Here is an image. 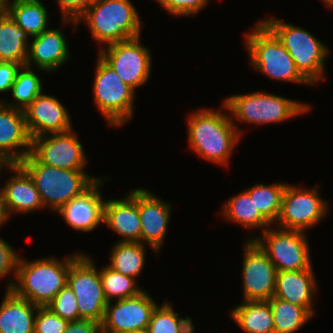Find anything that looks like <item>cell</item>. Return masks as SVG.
<instances>
[{"instance_id": "6da1fadb", "label": "cell", "mask_w": 333, "mask_h": 333, "mask_svg": "<svg viewBox=\"0 0 333 333\" xmlns=\"http://www.w3.org/2000/svg\"><path fill=\"white\" fill-rule=\"evenodd\" d=\"M223 103L220 112L201 108L191 113L187 120L189 147L209 162L227 166L233 149L239 143L241 131Z\"/></svg>"}, {"instance_id": "7a4b0ae2", "label": "cell", "mask_w": 333, "mask_h": 333, "mask_svg": "<svg viewBox=\"0 0 333 333\" xmlns=\"http://www.w3.org/2000/svg\"><path fill=\"white\" fill-rule=\"evenodd\" d=\"M82 253H75L61 261L54 257L26 261L20 257L16 283L10 280L6 291L12 290L18 297L32 304L46 307L67 284L70 265Z\"/></svg>"}, {"instance_id": "3957f363", "label": "cell", "mask_w": 333, "mask_h": 333, "mask_svg": "<svg viewBox=\"0 0 333 333\" xmlns=\"http://www.w3.org/2000/svg\"><path fill=\"white\" fill-rule=\"evenodd\" d=\"M18 164L31 177L44 207L55 212L86 191L98 179L89 176L84 170H69L42 164L31 153Z\"/></svg>"}, {"instance_id": "277c9868", "label": "cell", "mask_w": 333, "mask_h": 333, "mask_svg": "<svg viewBox=\"0 0 333 333\" xmlns=\"http://www.w3.org/2000/svg\"><path fill=\"white\" fill-rule=\"evenodd\" d=\"M85 22L93 39L106 45L140 36L138 12L131 0H95L77 19V25Z\"/></svg>"}, {"instance_id": "5b68a950", "label": "cell", "mask_w": 333, "mask_h": 333, "mask_svg": "<svg viewBox=\"0 0 333 333\" xmlns=\"http://www.w3.org/2000/svg\"><path fill=\"white\" fill-rule=\"evenodd\" d=\"M251 66L271 79L311 85L297 70L294 60L276 35L262 22L245 34Z\"/></svg>"}, {"instance_id": "8992f818", "label": "cell", "mask_w": 333, "mask_h": 333, "mask_svg": "<svg viewBox=\"0 0 333 333\" xmlns=\"http://www.w3.org/2000/svg\"><path fill=\"white\" fill-rule=\"evenodd\" d=\"M289 52L300 74L314 85L325 79L324 62L328 47L312 33L274 17L261 20Z\"/></svg>"}, {"instance_id": "52a82bcc", "label": "cell", "mask_w": 333, "mask_h": 333, "mask_svg": "<svg viewBox=\"0 0 333 333\" xmlns=\"http://www.w3.org/2000/svg\"><path fill=\"white\" fill-rule=\"evenodd\" d=\"M222 103L231 119L254 125L285 122L311 111L306 103L261 91L228 96Z\"/></svg>"}, {"instance_id": "ba28073f", "label": "cell", "mask_w": 333, "mask_h": 333, "mask_svg": "<svg viewBox=\"0 0 333 333\" xmlns=\"http://www.w3.org/2000/svg\"><path fill=\"white\" fill-rule=\"evenodd\" d=\"M95 68L94 103L109 125L123 126L133 116L135 90L99 56Z\"/></svg>"}, {"instance_id": "9c48e42d", "label": "cell", "mask_w": 333, "mask_h": 333, "mask_svg": "<svg viewBox=\"0 0 333 333\" xmlns=\"http://www.w3.org/2000/svg\"><path fill=\"white\" fill-rule=\"evenodd\" d=\"M305 233L307 232L268 227L262 237H250L248 241H254L261 248L277 271H298L312 267Z\"/></svg>"}, {"instance_id": "30bf717a", "label": "cell", "mask_w": 333, "mask_h": 333, "mask_svg": "<svg viewBox=\"0 0 333 333\" xmlns=\"http://www.w3.org/2000/svg\"><path fill=\"white\" fill-rule=\"evenodd\" d=\"M67 284L76 296L79 320L90 319L101 324L108 302L99 271L90 256L82 253L70 265Z\"/></svg>"}, {"instance_id": "8fae6325", "label": "cell", "mask_w": 333, "mask_h": 333, "mask_svg": "<svg viewBox=\"0 0 333 333\" xmlns=\"http://www.w3.org/2000/svg\"><path fill=\"white\" fill-rule=\"evenodd\" d=\"M140 36L101 46L98 56L107 63L122 79L136 90L150 78L151 54L140 44Z\"/></svg>"}, {"instance_id": "7c38bea8", "label": "cell", "mask_w": 333, "mask_h": 333, "mask_svg": "<svg viewBox=\"0 0 333 333\" xmlns=\"http://www.w3.org/2000/svg\"><path fill=\"white\" fill-rule=\"evenodd\" d=\"M300 185H286L282 196L279 228L306 232L316 226L328 213V202L318 193V186L305 189Z\"/></svg>"}, {"instance_id": "4fadbf2b", "label": "cell", "mask_w": 333, "mask_h": 333, "mask_svg": "<svg viewBox=\"0 0 333 333\" xmlns=\"http://www.w3.org/2000/svg\"><path fill=\"white\" fill-rule=\"evenodd\" d=\"M74 131L32 138L31 154L42 164L69 170H84L87 157Z\"/></svg>"}, {"instance_id": "5bb4252c", "label": "cell", "mask_w": 333, "mask_h": 333, "mask_svg": "<svg viewBox=\"0 0 333 333\" xmlns=\"http://www.w3.org/2000/svg\"><path fill=\"white\" fill-rule=\"evenodd\" d=\"M108 302L101 333H132L148 328L152 312L158 305L145 289L138 295Z\"/></svg>"}, {"instance_id": "9a60e30c", "label": "cell", "mask_w": 333, "mask_h": 333, "mask_svg": "<svg viewBox=\"0 0 333 333\" xmlns=\"http://www.w3.org/2000/svg\"><path fill=\"white\" fill-rule=\"evenodd\" d=\"M243 256V301H269L275 292V265L254 241L247 240Z\"/></svg>"}, {"instance_id": "2e32d148", "label": "cell", "mask_w": 333, "mask_h": 333, "mask_svg": "<svg viewBox=\"0 0 333 333\" xmlns=\"http://www.w3.org/2000/svg\"><path fill=\"white\" fill-rule=\"evenodd\" d=\"M24 114L31 139L72 129L67 109L56 97L46 93L37 96L24 109Z\"/></svg>"}, {"instance_id": "e0dca14e", "label": "cell", "mask_w": 333, "mask_h": 333, "mask_svg": "<svg viewBox=\"0 0 333 333\" xmlns=\"http://www.w3.org/2000/svg\"><path fill=\"white\" fill-rule=\"evenodd\" d=\"M103 181V178L98 177L86 191L71 199L57 211L71 228L90 232L104 222L106 200L102 199L99 192Z\"/></svg>"}, {"instance_id": "ac0fdd59", "label": "cell", "mask_w": 333, "mask_h": 333, "mask_svg": "<svg viewBox=\"0 0 333 333\" xmlns=\"http://www.w3.org/2000/svg\"><path fill=\"white\" fill-rule=\"evenodd\" d=\"M137 206L141 223V243L159 253L168 229L171 205L148 190L137 188Z\"/></svg>"}, {"instance_id": "d6986e66", "label": "cell", "mask_w": 333, "mask_h": 333, "mask_svg": "<svg viewBox=\"0 0 333 333\" xmlns=\"http://www.w3.org/2000/svg\"><path fill=\"white\" fill-rule=\"evenodd\" d=\"M31 143L24 110L0 102V157L11 164L20 163L31 153ZM20 147L23 149L18 150Z\"/></svg>"}, {"instance_id": "ffe728a7", "label": "cell", "mask_w": 333, "mask_h": 333, "mask_svg": "<svg viewBox=\"0 0 333 333\" xmlns=\"http://www.w3.org/2000/svg\"><path fill=\"white\" fill-rule=\"evenodd\" d=\"M8 169L15 174L10 176L0 190L9 218L14 212L28 214L44 209L40 194L29 174L18 163L11 164Z\"/></svg>"}, {"instance_id": "44dd1931", "label": "cell", "mask_w": 333, "mask_h": 333, "mask_svg": "<svg viewBox=\"0 0 333 333\" xmlns=\"http://www.w3.org/2000/svg\"><path fill=\"white\" fill-rule=\"evenodd\" d=\"M32 38V42L28 46L25 66L32 68V63H34L40 70L52 73L69 61L66 36L59 28H49Z\"/></svg>"}, {"instance_id": "7402d4cb", "label": "cell", "mask_w": 333, "mask_h": 333, "mask_svg": "<svg viewBox=\"0 0 333 333\" xmlns=\"http://www.w3.org/2000/svg\"><path fill=\"white\" fill-rule=\"evenodd\" d=\"M104 224L122 237L120 242H141L137 189L124 199H110L104 205Z\"/></svg>"}, {"instance_id": "603a6c76", "label": "cell", "mask_w": 333, "mask_h": 333, "mask_svg": "<svg viewBox=\"0 0 333 333\" xmlns=\"http://www.w3.org/2000/svg\"><path fill=\"white\" fill-rule=\"evenodd\" d=\"M313 267L298 271H277L274 297L305 307L313 316V297L317 292Z\"/></svg>"}, {"instance_id": "cb8c5ba5", "label": "cell", "mask_w": 333, "mask_h": 333, "mask_svg": "<svg viewBox=\"0 0 333 333\" xmlns=\"http://www.w3.org/2000/svg\"><path fill=\"white\" fill-rule=\"evenodd\" d=\"M39 307L12 290L6 291L0 305V333H34Z\"/></svg>"}, {"instance_id": "d4e9b609", "label": "cell", "mask_w": 333, "mask_h": 333, "mask_svg": "<svg viewBox=\"0 0 333 333\" xmlns=\"http://www.w3.org/2000/svg\"><path fill=\"white\" fill-rule=\"evenodd\" d=\"M29 35L3 9L0 12V61L26 65Z\"/></svg>"}, {"instance_id": "484cf974", "label": "cell", "mask_w": 333, "mask_h": 333, "mask_svg": "<svg viewBox=\"0 0 333 333\" xmlns=\"http://www.w3.org/2000/svg\"><path fill=\"white\" fill-rule=\"evenodd\" d=\"M41 0H12L7 1L3 9L15 23L29 36L40 35L48 30V11Z\"/></svg>"}, {"instance_id": "4316f807", "label": "cell", "mask_w": 333, "mask_h": 333, "mask_svg": "<svg viewBox=\"0 0 333 333\" xmlns=\"http://www.w3.org/2000/svg\"><path fill=\"white\" fill-rule=\"evenodd\" d=\"M230 314L246 333H274L273 314L268 301H242Z\"/></svg>"}, {"instance_id": "83f0119b", "label": "cell", "mask_w": 333, "mask_h": 333, "mask_svg": "<svg viewBox=\"0 0 333 333\" xmlns=\"http://www.w3.org/2000/svg\"><path fill=\"white\" fill-rule=\"evenodd\" d=\"M224 219L232 221L243 227L256 229L262 228L264 232L271 224L260 214L253 199L244 190L230 197L222 208Z\"/></svg>"}, {"instance_id": "f1b7e54d", "label": "cell", "mask_w": 333, "mask_h": 333, "mask_svg": "<svg viewBox=\"0 0 333 333\" xmlns=\"http://www.w3.org/2000/svg\"><path fill=\"white\" fill-rule=\"evenodd\" d=\"M110 256V268L136 279L144 268L145 245L141 242L118 241L113 245Z\"/></svg>"}, {"instance_id": "f546056e", "label": "cell", "mask_w": 333, "mask_h": 333, "mask_svg": "<svg viewBox=\"0 0 333 333\" xmlns=\"http://www.w3.org/2000/svg\"><path fill=\"white\" fill-rule=\"evenodd\" d=\"M268 302L273 314L274 333H294L313 317L305 307L280 298L273 296Z\"/></svg>"}, {"instance_id": "4dcf8cb0", "label": "cell", "mask_w": 333, "mask_h": 333, "mask_svg": "<svg viewBox=\"0 0 333 333\" xmlns=\"http://www.w3.org/2000/svg\"><path fill=\"white\" fill-rule=\"evenodd\" d=\"M287 184L272 183L271 185L256 184L245 191L253 199L260 214L273 226L281 211L282 196Z\"/></svg>"}, {"instance_id": "1f68e13d", "label": "cell", "mask_w": 333, "mask_h": 333, "mask_svg": "<svg viewBox=\"0 0 333 333\" xmlns=\"http://www.w3.org/2000/svg\"><path fill=\"white\" fill-rule=\"evenodd\" d=\"M42 89L43 86L39 75L35 74L32 68L22 66L11 89L15 101L8 102L0 99V102L11 108L24 110L37 96L44 92Z\"/></svg>"}, {"instance_id": "d6a6232c", "label": "cell", "mask_w": 333, "mask_h": 333, "mask_svg": "<svg viewBox=\"0 0 333 333\" xmlns=\"http://www.w3.org/2000/svg\"><path fill=\"white\" fill-rule=\"evenodd\" d=\"M171 303L165 301L161 306L157 305L152 312L148 329L151 333H194L195 327L192 318L178 317Z\"/></svg>"}, {"instance_id": "836d02e7", "label": "cell", "mask_w": 333, "mask_h": 333, "mask_svg": "<svg viewBox=\"0 0 333 333\" xmlns=\"http://www.w3.org/2000/svg\"><path fill=\"white\" fill-rule=\"evenodd\" d=\"M99 274L107 302L133 297L143 291L142 288L136 286L135 278L123 275L108 265L102 267Z\"/></svg>"}, {"instance_id": "e575fe53", "label": "cell", "mask_w": 333, "mask_h": 333, "mask_svg": "<svg viewBox=\"0 0 333 333\" xmlns=\"http://www.w3.org/2000/svg\"><path fill=\"white\" fill-rule=\"evenodd\" d=\"M46 307L67 321L79 320L76 296L68 284L57 293Z\"/></svg>"}, {"instance_id": "d590c367", "label": "cell", "mask_w": 333, "mask_h": 333, "mask_svg": "<svg viewBox=\"0 0 333 333\" xmlns=\"http://www.w3.org/2000/svg\"><path fill=\"white\" fill-rule=\"evenodd\" d=\"M69 321L54 314L48 307H39L36 313L34 333H63Z\"/></svg>"}, {"instance_id": "8d00e7d4", "label": "cell", "mask_w": 333, "mask_h": 333, "mask_svg": "<svg viewBox=\"0 0 333 333\" xmlns=\"http://www.w3.org/2000/svg\"><path fill=\"white\" fill-rule=\"evenodd\" d=\"M173 16H190L198 14L209 0H155Z\"/></svg>"}, {"instance_id": "74e56055", "label": "cell", "mask_w": 333, "mask_h": 333, "mask_svg": "<svg viewBox=\"0 0 333 333\" xmlns=\"http://www.w3.org/2000/svg\"><path fill=\"white\" fill-rule=\"evenodd\" d=\"M58 7L62 13V22L64 25L72 23L73 26L78 27L77 19L80 18L88 8L95 2V0H56Z\"/></svg>"}, {"instance_id": "f35d334b", "label": "cell", "mask_w": 333, "mask_h": 333, "mask_svg": "<svg viewBox=\"0 0 333 333\" xmlns=\"http://www.w3.org/2000/svg\"><path fill=\"white\" fill-rule=\"evenodd\" d=\"M20 257L10 244L0 238V278H4L9 273H14V279L17 277Z\"/></svg>"}, {"instance_id": "ab89813d", "label": "cell", "mask_w": 333, "mask_h": 333, "mask_svg": "<svg viewBox=\"0 0 333 333\" xmlns=\"http://www.w3.org/2000/svg\"><path fill=\"white\" fill-rule=\"evenodd\" d=\"M21 67L19 63L0 61V93L11 91Z\"/></svg>"}, {"instance_id": "60d3db41", "label": "cell", "mask_w": 333, "mask_h": 333, "mask_svg": "<svg viewBox=\"0 0 333 333\" xmlns=\"http://www.w3.org/2000/svg\"><path fill=\"white\" fill-rule=\"evenodd\" d=\"M63 333H101L100 323L90 319L69 321Z\"/></svg>"}, {"instance_id": "b9f144b4", "label": "cell", "mask_w": 333, "mask_h": 333, "mask_svg": "<svg viewBox=\"0 0 333 333\" xmlns=\"http://www.w3.org/2000/svg\"><path fill=\"white\" fill-rule=\"evenodd\" d=\"M8 219H10V218L5 209L2 194L0 192V227L3 226L8 221Z\"/></svg>"}, {"instance_id": "7bdbcfd3", "label": "cell", "mask_w": 333, "mask_h": 333, "mask_svg": "<svg viewBox=\"0 0 333 333\" xmlns=\"http://www.w3.org/2000/svg\"><path fill=\"white\" fill-rule=\"evenodd\" d=\"M11 165V163L9 162V161H7L6 159H4L3 157H0V171H1V169L2 168H6V169H8V167ZM0 189H1V187H0ZM0 192H1V190H0Z\"/></svg>"}, {"instance_id": "ee69618b", "label": "cell", "mask_w": 333, "mask_h": 333, "mask_svg": "<svg viewBox=\"0 0 333 333\" xmlns=\"http://www.w3.org/2000/svg\"><path fill=\"white\" fill-rule=\"evenodd\" d=\"M132 333H151V332L148 328H145V329L134 331Z\"/></svg>"}, {"instance_id": "f6af8a7d", "label": "cell", "mask_w": 333, "mask_h": 333, "mask_svg": "<svg viewBox=\"0 0 333 333\" xmlns=\"http://www.w3.org/2000/svg\"><path fill=\"white\" fill-rule=\"evenodd\" d=\"M323 3H325V5L328 7H333V0H322Z\"/></svg>"}, {"instance_id": "bcb514c9", "label": "cell", "mask_w": 333, "mask_h": 333, "mask_svg": "<svg viewBox=\"0 0 333 333\" xmlns=\"http://www.w3.org/2000/svg\"><path fill=\"white\" fill-rule=\"evenodd\" d=\"M8 0H0V4L4 6Z\"/></svg>"}, {"instance_id": "7dc6e473", "label": "cell", "mask_w": 333, "mask_h": 333, "mask_svg": "<svg viewBox=\"0 0 333 333\" xmlns=\"http://www.w3.org/2000/svg\"><path fill=\"white\" fill-rule=\"evenodd\" d=\"M3 10V6L0 4V12Z\"/></svg>"}]
</instances>
